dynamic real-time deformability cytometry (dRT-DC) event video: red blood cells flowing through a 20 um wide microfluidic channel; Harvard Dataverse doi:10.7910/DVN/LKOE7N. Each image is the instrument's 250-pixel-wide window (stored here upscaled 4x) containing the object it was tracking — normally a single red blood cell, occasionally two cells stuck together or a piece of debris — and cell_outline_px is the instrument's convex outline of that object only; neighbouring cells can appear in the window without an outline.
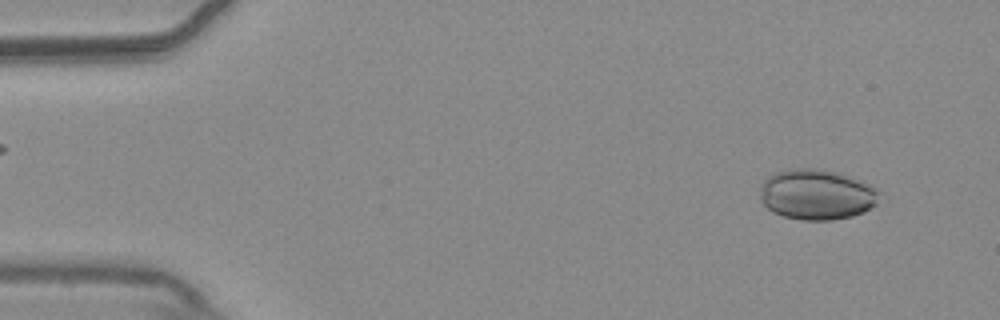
{"species": "common noctule bat (a hibernating species)", "species_latin": "Nyctalus noctula", "temperature_condition": "warm", "stored_images_in_passage": 54, "camera_frame_rate_fps": 3000, "um_per_image_px": 0.085, "animal": {"sex": "male", "body_mass_g": 20.4}, "frame": {"image": 1, "passage_image": 4, "time_ms": 1.0, "image_size_px": [1000, 320], "cell_outline_px": [[880, 192], [876, 204], [864, 212], [852, 216], [832, 220], [800, 220], [784, 216], [772, 212], [760, 200], [760, 188], [764, 180], [768, 176], [776, 172], [804, 168], [808, 168], [840, 172], [860, 180], [876, 188]], "centroid_in_image_um": [69.42, 16.54], "position_along_channel_um": 15.6, "area_um2": 35.03}}
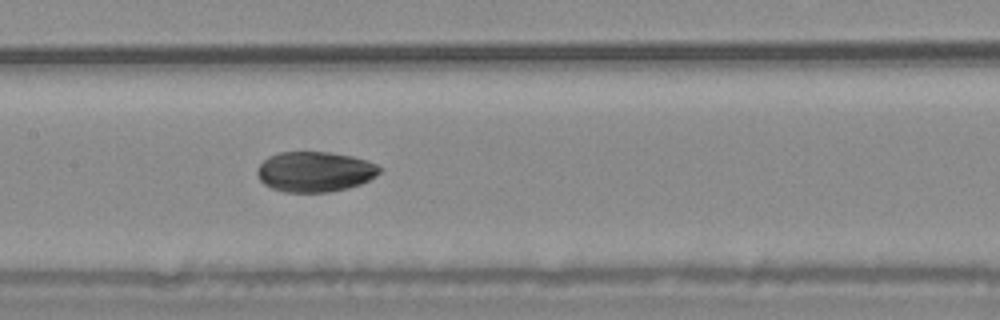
{"frame": {"image": 2, "passage_image": 26, "time_ms": 8.333, "image_size_px": [1000, 320], "cell_outline_px": [[384, 168], [376, 176], [360, 184], [348, 188], [328, 192], [284, 192], [272, 188], [264, 184], [260, 180], [256, 172], [260, 164], [268, 156], [276, 152], [328, 152], [352, 156], [376, 164]], "centroid_in_image_um": [26.76, 14.59], "position_along_channel_um": 180.6, "area_um2": 28.78}}
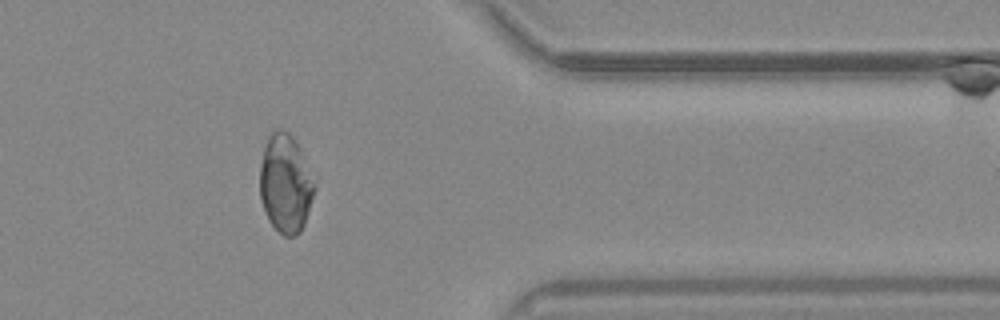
{"frame": {"image": 3, "passage_image": 44, "time_ms": 14.333, "image_size_px": [1000, 320], "cell_outline_px": [[316, 188], [304, 224], [300, 232], [296, 236], [284, 236], [268, 220], [264, 212], [260, 200], [260, 164], [264, 148], [268, 136], [276, 128], [284, 128], [292, 136], [300, 148], [316, 180]], "centroid_in_image_um": [24.28, 15.58], "position_along_channel_um": 387.1, "area_um2": 31.79}}